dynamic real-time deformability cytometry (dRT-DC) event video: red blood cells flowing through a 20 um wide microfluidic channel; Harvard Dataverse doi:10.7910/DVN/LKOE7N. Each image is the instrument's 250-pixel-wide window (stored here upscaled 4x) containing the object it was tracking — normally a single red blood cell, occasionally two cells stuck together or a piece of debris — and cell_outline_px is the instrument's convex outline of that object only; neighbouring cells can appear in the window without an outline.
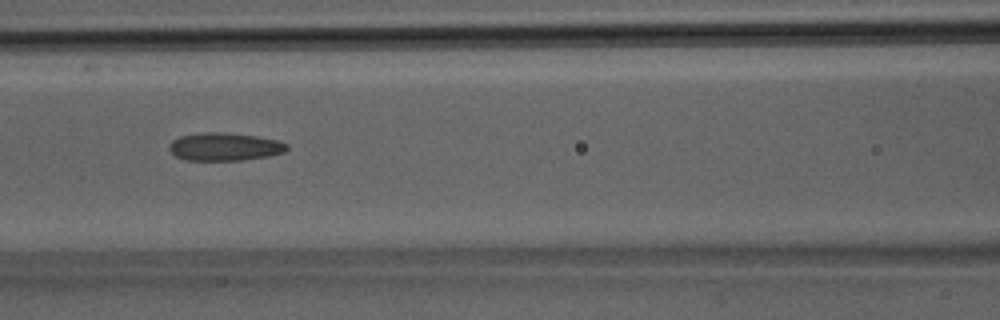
{"species": "Egyptian fruit bat (a non-hibernating species)", "species_latin": "Rousettus aegyptiacus", "temperature_condition": "room temperature", "stored_images_in_passage": 38, "camera_frame_rate_fps": 3000, "um_per_image_px": 0.085, "animal": {"sex": "male"}, "frame": {"image": 1, "passage_image": 17, "time_ms": 5.333, "image_size_px": [1000, 320], "cell_outline_px": [[288, 148], [284, 152], [268, 156], [240, 160], [188, 160], [176, 156], [168, 148], [168, 144], [172, 140], [180, 136], [200, 132], [224, 132], [256, 136], [276, 140], [288, 144]], "centroid_in_image_um": [19.07, 12.46], "position_along_channel_um": 147.5, "area_um2": 19.13}}
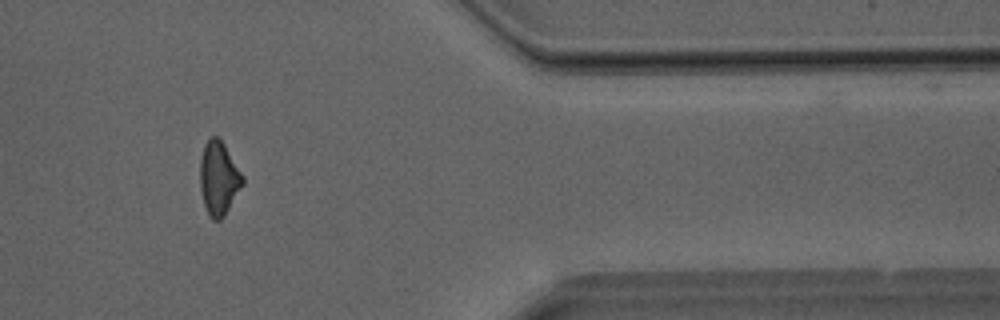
{"frame": {"image": 2, "passage_image": 32, "time_ms": 10.333, "image_size_px": [1000, 320], "cell_outline_px": [[244, 184], [224, 216], [220, 220], [212, 220], [204, 204], [200, 188], [200, 156], [204, 144], [212, 136], [216, 136], [224, 144], [244, 176]], "centroid_in_image_um": [18.6, 15.15], "position_along_channel_um": 392.8, "area_um2": 18.26}}
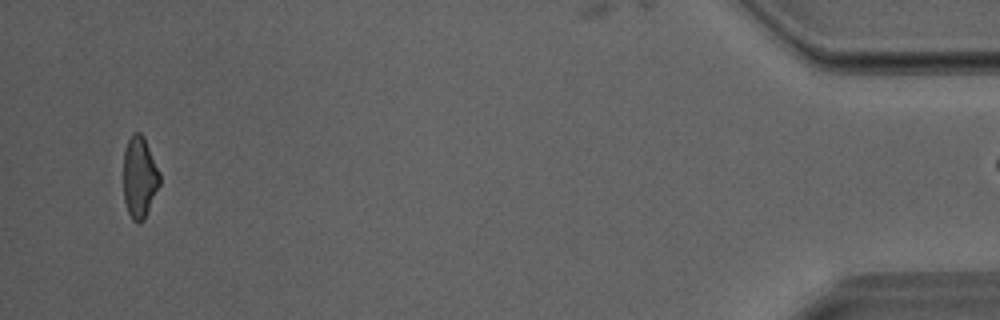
{"frame": {"image": 3, "passage_image": 37, "time_ms": 12.0, "image_size_px": [1000, 320], "cell_outline_px": [[160, 184], [144, 220], [140, 224], [132, 220], [128, 212], [124, 200], [124, 148], [132, 132], [140, 132], [144, 136], [160, 172]], "centroid_in_image_um": [11.86, 15.06], "position_along_channel_um": 423.3, "area_um2": 17.4}}